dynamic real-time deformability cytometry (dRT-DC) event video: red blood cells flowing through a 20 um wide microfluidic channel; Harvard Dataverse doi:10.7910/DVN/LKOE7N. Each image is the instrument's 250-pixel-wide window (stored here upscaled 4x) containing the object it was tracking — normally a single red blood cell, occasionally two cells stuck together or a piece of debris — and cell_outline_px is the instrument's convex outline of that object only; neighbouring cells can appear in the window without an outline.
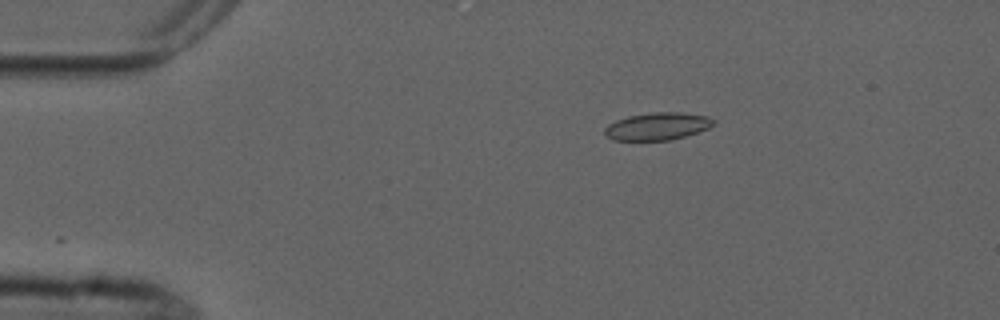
{"species": "common noctule bat (a hibernating species)", "species_latin": "Nyctalus noctula", "temperature_condition": "cold", "stored_images_in_passage": 2, "camera_frame_rate_fps": 3000, "um_per_image_px": 0.085, "animal": {"sex": "male", "forearm_length_mm": 52.5}, "frame": {"image": 1, "passage_image": 1, "time_ms": 0.0, "image_size_px": [1000, 320], "cell_outline_px": [[716, 124], [708, 128], [684, 136], [668, 140], [612, 140], [604, 132], [604, 128], [608, 124], [616, 120], [628, 116], [656, 112], [680, 112], [708, 116], [716, 120]], "centroid_in_image_um": [55.9, 10.73], "position_along_channel_um": 29.1, "area_um2": 17.34}}